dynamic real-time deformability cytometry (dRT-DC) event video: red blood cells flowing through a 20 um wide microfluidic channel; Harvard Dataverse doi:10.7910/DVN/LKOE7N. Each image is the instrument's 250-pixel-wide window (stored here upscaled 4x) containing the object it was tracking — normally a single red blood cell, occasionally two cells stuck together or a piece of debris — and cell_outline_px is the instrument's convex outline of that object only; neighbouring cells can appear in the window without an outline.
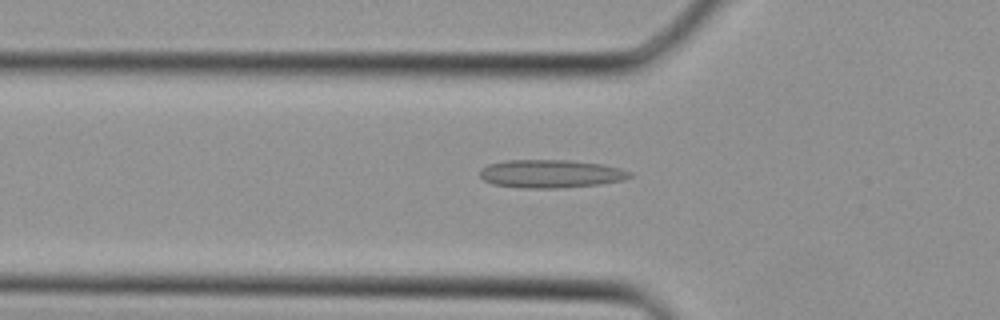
{"species": "Egyptian fruit bat (a non-hibernating species)", "species_latin": "Rousettus aegyptiacus", "temperature_condition": "cold", "stored_images_in_passage": 27, "camera_frame_rate_fps": 3000, "um_per_image_px": 0.085, "animal": {"sex": "female"}, "frame": {"image": 1, "passage_image": 4, "time_ms": 1.0, "image_size_px": [1000, 320], "cell_outline_px": [[632, 176], [624, 180], [600, 184], [556, 188], [524, 188], [492, 184], [484, 180], [480, 176], [480, 168], [488, 164], [504, 160], [572, 160], [604, 164], [620, 168], [632, 172]], "centroid_in_image_um": [46.82, 14.76], "position_along_channel_um": 79.0, "area_um2": 24.8}}
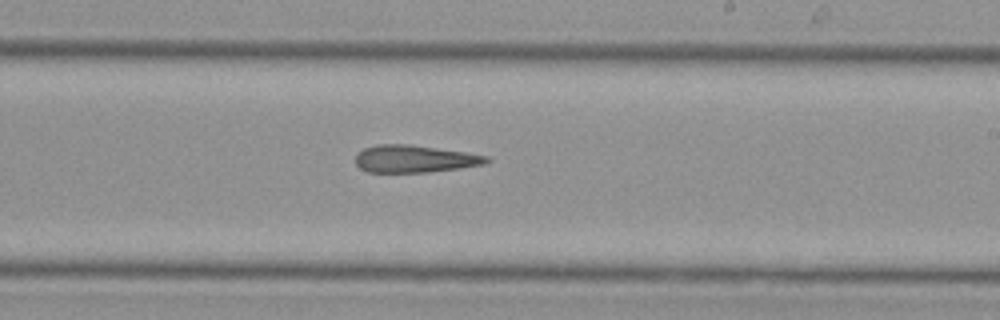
{"frame": {"image": 2, "passage_image": 13, "time_ms": 4.0, "image_size_px": [1000, 320], "cell_outline_px": [[492, 160], [484, 164], [460, 168], [428, 172], [368, 172], [360, 168], [356, 164], [356, 152], [364, 148], [376, 144], [408, 144], [464, 152], [488, 156]], "centroid_in_image_um": [35.22, 13.5], "position_along_channel_um": 253.8, "area_um2": 20.87}}
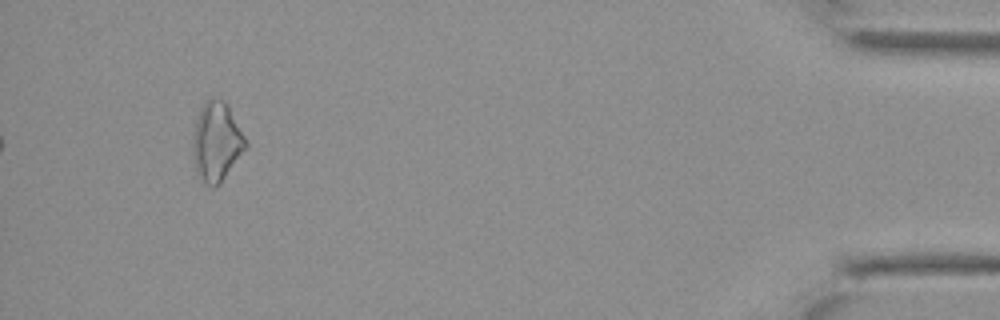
{"frame": {"image": 3, "passage_image": 25, "time_ms": 8.0, "image_size_px": [1000, 320], "cell_outline_px": [[248, 148], [220, 184], [212, 188], [204, 184], [196, 172], [192, 152], [192, 140], [196, 120], [204, 104], [212, 96], [224, 100], [228, 104], [248, 144]], "centroid_in_image_um": [18.42, 12.09], "position_along_channel_um": 416.8, "area_um2": 24.68}}